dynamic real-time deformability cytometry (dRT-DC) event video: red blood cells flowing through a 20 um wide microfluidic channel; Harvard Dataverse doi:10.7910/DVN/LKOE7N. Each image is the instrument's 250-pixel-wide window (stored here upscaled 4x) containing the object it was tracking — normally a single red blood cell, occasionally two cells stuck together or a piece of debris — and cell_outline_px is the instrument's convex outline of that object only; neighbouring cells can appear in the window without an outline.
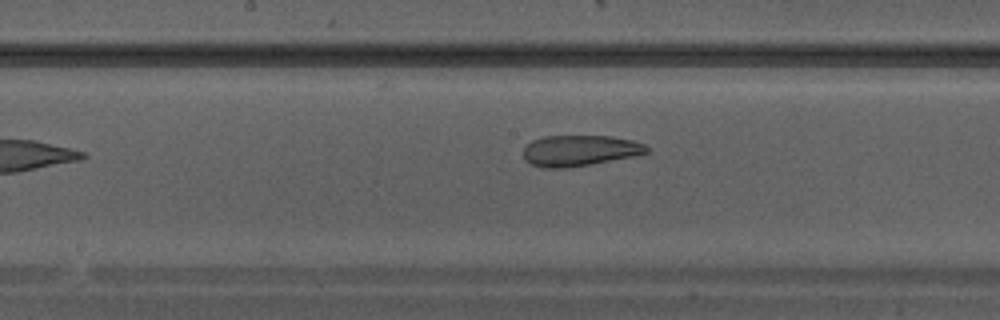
{"species": "Egyptian fruit bat (a non-hibernating species)", "species_latin": "Rousettus aegyptiacus", "temperature_condition": "warm", "stored_images_in_passage": 11, "camera_frame_rate_fps": 3000, "um_per_image_px": 0.085, "animal": {"sex": "male"}, "frame": {"image": 1, "passage_image": 11, "time_ms": 3.333, "image_size_px": [1000, 320], "cell_outline_px": [[648, 152], [636, 156], [592, 164], [564, 168], [544, 168], [532, 164], [524, 160], [524, 148], [532, 140], [544, 136], [612, 136], [632, 140], [644, 144], [648, 148]], "centroid_in_image_um": [49.28, 12.8], "position_along_channel_um": 198.9, "area_um2": 22.25}}